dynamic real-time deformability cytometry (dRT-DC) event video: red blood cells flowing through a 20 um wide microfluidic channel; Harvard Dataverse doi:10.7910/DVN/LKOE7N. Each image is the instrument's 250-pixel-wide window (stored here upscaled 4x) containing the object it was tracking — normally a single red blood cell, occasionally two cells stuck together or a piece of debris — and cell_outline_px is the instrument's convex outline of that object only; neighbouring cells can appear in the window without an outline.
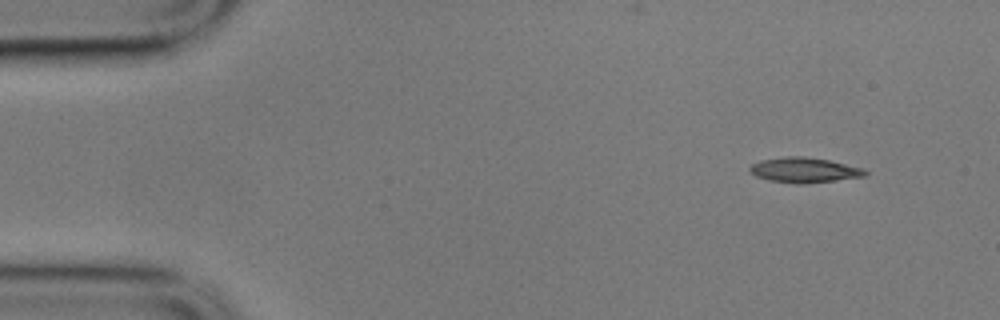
{"species": "common noctule bat (a hibernating species)", "species_latin": "Nyctalus noctula", "temperature_condition": "cold", "stored_images_in_passage": 5, "camera_frame_rate_fps": 3000, "um_per_image_px": 0.085, "animal": {"sex": "male", "body_mass_g": 17.9}, "frame": {"image": 1, "passage_image": 1, "time_ms": 0.0, "image_size_px": [1000, 320], "cell_outline_px": [[868, 172], [864, 176], [804, 184], [800, 184], [768, 180], [756, 176], [748, 168], [752, 164], [760, 160], [788, 156], [804, 156], [828, 160], [864, 168]], "centroid_in_image_um": [68.35, 14.45], "position_along_channel_um": 16.6, "area_um2": 16.7}}
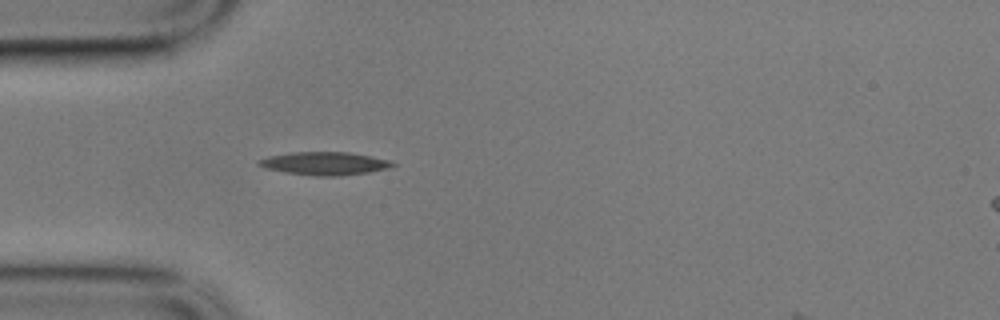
{"frame": {"image": 2, "passage_image": 4, "time_ms": 1.0, "image_size_px": [1000, 320], "cell_outline_px": [[396, 164], [392, 168], [368, 172], [336, 176], [312, 176], [284, 172], [264, 168], [256, 164], [256, 160], [268, 156], [292, 152], [348, 152], [388, 160]], "centroid_in_image_um": [27.53, 13.9], "position_along_channel_um": 57.5, "area_um2": 18.03}}